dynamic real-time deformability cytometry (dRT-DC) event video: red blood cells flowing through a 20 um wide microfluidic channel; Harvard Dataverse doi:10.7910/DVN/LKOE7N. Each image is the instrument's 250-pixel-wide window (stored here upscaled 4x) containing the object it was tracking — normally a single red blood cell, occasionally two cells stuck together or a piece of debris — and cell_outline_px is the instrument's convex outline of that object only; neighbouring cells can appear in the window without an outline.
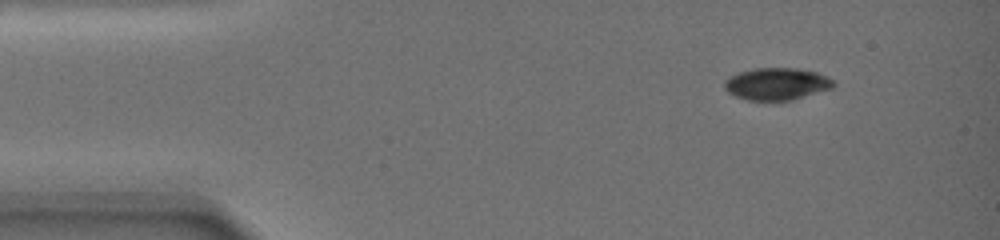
{"species": "common noctule bat (a hibernating species)", "species_latin": "Nyctalus noctula", "temperature_condition": "warm", "stored_images_in_passage": 10, "camera_frame_rate_fps": 3000, "um_per_image_px": 0.085, "animal": {"sex": "female", "body_mass_g": 19.0, "forearm_length_mm": 51.5}, "frame": {"image": 1, "passage_image": 1, "time_ms": 0.0, "image_size_px": [1000, 240], "cell_outline_px": [[836, 84], [832, 88], [792, 100], [748, 100], [736, 96], [728, 92], [724, 88], [724, 80], [728, 76], [736, 72], [752, 68], [796, 68], [816, 72], [828, 76], [836, 80]], "centroid_in_image_um": [66.02, 7.11], "position_along_channel_um": 19.0, "area_um2": 20.69}}